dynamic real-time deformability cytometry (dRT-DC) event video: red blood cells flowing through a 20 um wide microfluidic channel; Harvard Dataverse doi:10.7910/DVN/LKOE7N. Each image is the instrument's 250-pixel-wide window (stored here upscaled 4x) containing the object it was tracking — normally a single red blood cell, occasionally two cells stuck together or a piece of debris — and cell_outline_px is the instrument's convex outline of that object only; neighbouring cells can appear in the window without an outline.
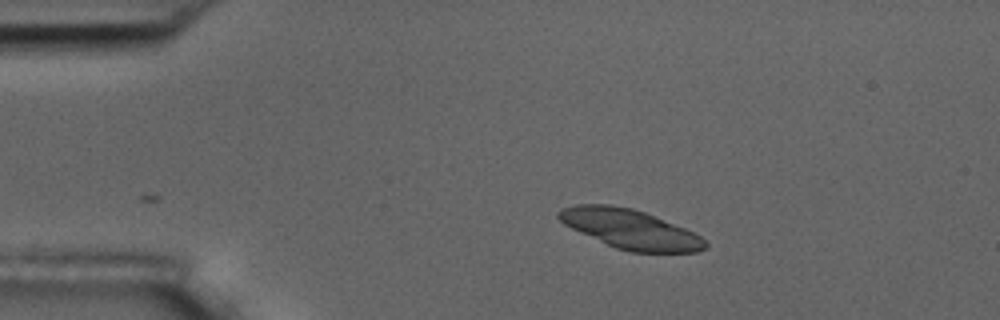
{"species": "common noctule bat (a hibernating species)", "species_latin": "Nyctalus noctula", "temperature_condition": "room temperature", "stored_images_in_passage": 3, "camera_frame_rate_fps": 3000, "um_per_image_px": 0.085, "animal": {"sex": "male", "body_mass_g": 17.5, "forearm_length_mm": 52.3}, "frame": {"image": 1, "passage_image": 3, "time_ms": 2.333, "image_size_px": [1000, 320], "cell_outline_px": [[708, 248], [696, 252], [632, 252], [616, 248], [580, 232], [564, 224], [556, 216], [556, 212], [564, 208], [576, 204], [612, 204], [632, 208], [644, 212], [684, 228], [700, 236], [708, 244]], "centroid_in_image_um": [53.56, 19.47], "position_along_channel_um": 31.4, "area_um2": 33.29}}